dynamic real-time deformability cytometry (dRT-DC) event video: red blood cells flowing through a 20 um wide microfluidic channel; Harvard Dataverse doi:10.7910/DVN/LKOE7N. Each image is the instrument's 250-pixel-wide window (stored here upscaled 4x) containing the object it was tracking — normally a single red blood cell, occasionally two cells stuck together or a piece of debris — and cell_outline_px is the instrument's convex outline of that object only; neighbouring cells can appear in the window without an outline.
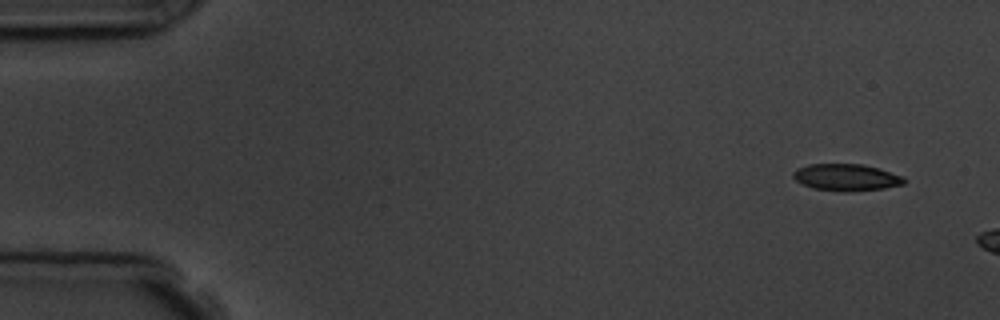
{"species": "common noctule bat (a hibernating species)", "species_latin": "Nyctalus noctula", "temperature_condition": "room temperature", "stored_images_in_passage": 3, "camera_frame_rate_fps": 3000, "um_per_image_px": 0.085, "animal": {"sex": "male", "body_mass_g": 19.5, "forearm_length_mm": 54.6}, "frame": {"image": 1, "passage_image": 1, "time_ms": 0.0, "image_size_px": [1000, 320], "cell_outline_px": [[908, 180], [904, 184], [884, 188], [848, 192], [844, 192], [812, 188], [796, 180], [792, 176], [792, 172], [796, 168], [808, 164], [864, 164], [904, 176]], "centroid_in_image_um": [71.95, 15.07], "position_along_channel_um": 13.1, "area_um2": 17.51}}